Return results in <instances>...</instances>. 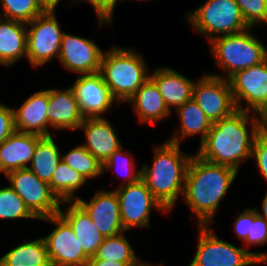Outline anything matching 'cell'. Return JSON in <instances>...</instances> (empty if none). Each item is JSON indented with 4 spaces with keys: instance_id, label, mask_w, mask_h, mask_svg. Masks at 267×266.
<instances>
[{
    "instance_id": "cell-6",
    "label": "cell",
    "mask_w": 267,
    "mask_h": 266,
    "mask_svg": "<svg viewBox=\"0 0 267 266\" xmlns=\"http://www.w3.org/2000/svg\"><path fill=\"white\" fill-rule=\"evenodd\" d=\"M183 21L207 44L219 36L243 32L250 27L235 0H205L183 13Z\"/></svg>"
},
{
    "instance_id": "cell-31",
    "label": "cell",
    "mask_w": 267,
    "mask_h": 266,
    "mask_svg": "<svg viewBox=\"0 0 267 266\" xmlns=\"http://www.w3.org/2000/svg\"><path fill=\"white\" fill-rule=\"evenodd\" d=\"M74 146V147H73ZM62 150V161L80 173L89 183L103 176L102 164L80 143Z\"/></svg>"
},
{
    "instance_id": "cell-30",
    "label": "cell",
    "mask_w": 267,
    "mask_h": 266,
    "mask_svg": "<svg viewBox=\"0 0 267 266\" xmlns=\"http://www.w3.org/2000/svg\"><path fill=\"white\" fill-rule=\"evenodd\" d=\"M49 185L58 199L64 202L76 201L81 197L80 191L86 189L90 183L80 173L61 161Z\"/></svg>"
},
{
    "instance_id": "cell-46",
    "label": "cell",
    "mask_w": 267,
    "mask_h": 266,
    "mask_svg": "<svg viewBox=\"0 0 267 266\" xmlns=\"http://www.w3.org/2000/svg\"><path fill=\"white\" fill-rule=\"evenodd\" d=\"M130 1H133V2L135 1V3L137 4V2L142 3V2H147V1L149 2V1H154V0H121V4L125 5V3H127V2L129 3Z\"/></svg>"
},
{
    "instance_id": "cell-33",
    "label": "cell",
    "mask_w": 267,
    "mask_h": 266,
    "mask_svg": "<svg viewBox=\"0 0 267 266\" xmlns=\"http://www.w3.org/2000/svg\"><path fill=\"white\" fill-rule=\"evenodd\" d=\"M46 10L39 0H0V17L25 24Z\"/></svg>"
},
{
    "instance_id": "cell-7",
    "label": "cell",
    "mask_w": 267,
    "mask_h": 266,
    "mask_svg": "<svg viewBox=\"0 0 267 266\" xmlns=\"http://www.w3.org/2000/svg\"><path fill=\"white\" fill-rule=\"evenodd\" d=\"M196 251L187 266H259L262 265L241 244L219 237L214 225H195Z\"/></svg>"
},
{
    "instance_id": "cell-22",
    "label": "cell",
    "mask_w": 267,
    "mask_h": 266,
    "mask_svg": "<svg viewBox=\"0 0 267 266\" xmlns=\"http://www.w3.org/2000/svg\"><path fill=\"white\" fill-rule=\"evenodd\" d=\"M172 114H175L179 126L176 124L172 129V134L166 138L168 141L182 145L189 138L198 136L199 146L206 139L213 123L193 99L186 101Z\"/></svg>"
},
{
    "instance_id": "cell-25",
    "label": "cell",
    "mask_w": 267,
    "mask_h": 266,
    "mask_svg": "<svg viewBox=\"0 0 267 266\" xmlns=\"http://www.w3.org/2000/svg\"><path fill=\"white\" fill-rule=\"evenodd\" d=\"M26 54V24L0 17V66L14 68L20 61H26Z\"/></svg>"
},
{
    "instance_id": "cell-24",
    "label": "cell",
    "mask_w": 267,
    "mask_h": 266,
    "mask_svg": "<svg viewBox=\"0 0 267 266\" xmlns=\"http://www.w3.org/2000/svg\"><path fill=\"white\" fill-rule=\"evenodd\" d=\"M59 214L70 224L84 253L94 257L104 236L96 228L87 212L76 201L61 203Z\"/></svg>"
},
{
    "instance_id": "cell-14",
    "label": "cell",
    "mask_w": 267,
    "mask_h": 266,
    "mask_svg": "<svg viewBox=\"0 0 267 266\" xmlns=\"http://www.w3.org/2000/svg\"><path fill=\"white\" fill-rule=\"evenodd\" d=\"M104 51L92 38L65 31L57 62L71 75L97 73L100 72Z\"/></svg>"
},
{
    "instance_id": "cell-19",
    "label": "cell",
    "mask_w": 267,
    "mask_h": 266,
    "mask_svg": "<svg viewBox=\"0 0 267 266\" xmlns=\"http://www.w3.org/2000/svg\"><path fill=\"white\" fill-rule=\"evenodd\" d=\"M23 100L19 106L12 105L16 131L41 137L50 136L47 118L49 88L37 89Z\"/></svg>"
},
{
    "instance_id": "cell-40",
    "label": "cell",
    "mask_w": 267,
    "mask_h": 266,
    "mask_svg": "<svg viewBox=\"0 0 267 266\" xmlns=\"http://www.w3.org/2000/svg\"><path fill=\"white\" fill-rule=\"evenodd\" d=\"M42 5L46 8V9H58L60 5L65 4L64 6H66V8L72 7L73 5L76 4V0H66L65 2L63 0H39ZM64 2V3H63Z\"/></svg>"
},
{
    "instance_id": "cell-13",
    "label": "cell",
    "mask_w": 267,
    "mask_h": 266,
    "mask_svg": "<svg viewBox=\"0 0 267 266\" xmlns=\"http://www.w3.org/2000/svg\"><path fill=\"white\" fill-rule=\"evenodd\" d=\"M76 76L69 86L83 118L108 117V114L112 117L115 113L114 106L122 107L112 96L100 72Z\"/></svg>"
},
{
    "instance_id": "cell-10",
    "label": "cell",
    "mask_w": 267,
    "mask_h": 266,
    "mask_svg": "<svg viewBox=\"0 0 267 266\" xmlns=\"http://www.w3.org/2000/svg\"><path fill=\"white\" fill-rule=\"evenodd\" d=\"M3 178L24 201L29 211L38 219L59 214L61 201L52 192L49 183L42 181L29 168L7 173Z\"/></svg>"
},
{
    "instance_id": "cell-34",
    "label": "cell",
    "mask_w": 267,
    "mask_h": 266,
    "mask_svg": "<svg viewBox=\"0 0 267 266\" xmlns=\"http://www.w3.org/2000/svg\"><path fill=\"white\" fill-rule=\"evenodd\" d=\"M80 3L87 5L90 4V7L95 13L94 18H96L95 24L98 30L97 32H100L101 30L105 31V28H109L111 30L114 28L113 23L116 18V6H120L121 0H76L77 6H79Z\"/></svg>"
},
{
    "instance_id": "cell-28",
    "label": "cell",
    "mask_w": 267,
    "mask_h": 266,
    "mask_svg": "<svg viewBox=\"0 0 267 266\" xmlns=\"http://www.w3.org/2000/svg\"><path fill=\"white\" fill-rule=\"evenodd\" d=\"M134 152L129 151L124 145L116 150L111 156L106 160V162L102 166L103 177L106 173L115 174L113 178H118L119 180L117 184L115 181L111 183L109 186L112 187L110 189H116L118 187L129 185L136 183L141 176V166H139V161L137 162L136 156ZM112 185V186H111ZM117 185V186H116Z\"/></svg>"
},
{
    "instance_id": "cell-5",
    "label": "cell",
    "mask_w": 267,
    "mask_h": 266,
    "mask_svg": "<svg viewBox=\"0 0 267 266\" xmlns=\"http://www.w3.org/2000/svg\"><path fill=\"white\" fill-rule=\"evenodd\" d=\"M256 28L237 34L219 36L208 43L216 71L206 73L229 79L233 74L260 64L265 59V43L259 38ZM254 31V32H253Z\"/></svg>"
},
{
    "instance_id": "cell-47",
    "label": "cell",
    "mask_w": 267,
    "mask_h": 266,
    "mask_svg": "<svg viewBox=\"0 0 267 266\" xmlns=\"http://www.w3.org/2000/svg\"><path fill=\"white\" fill-rule=\"evenodd\" d=\"M267 63V43L265 44V59H264Z\"/></svg>"
},
{
    "instance_id": "cell-18",
    "label": "cell",
    "mask_w": 267,
    "mask_h": 266,
    "mask_svg": "<svg viewBox=\"0 0 267 266\" xmlns=\"http://www.w3.org/2000/svg\"><path fill=\"white\" fill-rule=\"evenodd\" d=\"M50 136L60 133L68 135L76 133L84 118L79 109L77 99L69 85L49 88V102L47 110ZM70 134H69V133Z\"/></svg>"
},
{
    "instance_id": "cell-27",
    "label": "cell",
    "mask_w": 267,
    "mask_h": 266,
    "mask_svg": "<svg viewBox=\"0 0 267 266\" xmlns=\"http://www.w3.org/2000/svg\"><path fill=\"white\" fill-rule=\"evenodd\" d=\"M59 142L57 134L41 137L28 166L36 176L47 183L51 182L58 164L62 161V149L64 148Z\"/></svg>"
},
{
    "instance_id": "cell-21",
    "label": "cell",
    "mask_w": 267,
    "mask_h": 266,
    "mask_svg": "<svg viewBox=\"0 0 267 266\" xmlns=\"http://www.w3.org/2000/svg\"><path fill=\"white\" fill-rule=\"evenodd\" d=\"M130 106L131 115L143 126H158L172 117L156 84L149 78L136 93L125 103ZM134 113V114H133Z\"/></svg>"
},
{
    "instance_id": "cell-44",
    "label": "cell",
    "mask_w": 267,
    "mask_h": 266,
    "mask_svg": "<svg viewBox=\"0 0 267 266\" xmlns=\"http://www.w3.org/2000/svg\"><path fill=\"white\" fill-rule=\"evenodd\" d=\"M261 264L264 266L267 265V249L261 251Z\"/></svg>"
},
{
    "instance_id": "cell-38",
    "label": "cell",
    "mask_w": 267,
    "mask_h": 266,
    "mask_svg": "<svg viewBox=\"0 0 267 266\" xmlns=\"http://www.w3.org/2000/svg\"><path fill=\"white\" fill-rule=\"evenodd\" d=\"M237 213H234V221L232 222V235L234 234L235 239L241 244L249 233L250 222H253V208L247 207L245 209L237 210Z\"/></svg>"
},
{
    "instance_id": "cell-20",
    "label": "cell",
    "mask_w": 267,
    "mask_h": 266,
    "mask_svg": "<svg viewBox=\"0 0 267 266\" xmlns=\"http://www.w3.org/2000/svg\"><path fill=\"white\" fill-rule=\"evenodd\" d=\"M153 69V70H152ZM150 71L149 78L156 84L166 106L171 112L192 99L193 86L198 77L192 79L183 72L167 65H157Z\"/></svg>"
},
{
    "instance_id": "cell-26",
    "label": "cell",
    "mask_w": 267,
    "mask_h": 266,
    "mask_svg": "<svg viewBox=\"0 0 267 266\" xmlns=\"http://www.w3.org/2000/svg\"><path fill=\"white\" fill-rule=\"evenodd\" d=\"M9 248L0 256V266H52L42 236L23 237L20 243Z\"/></svg>"
},
{
    "instance_id": "cell-15",
    "label": "cell",
    "mask_w": 267,
    "mask_h": 266,
    "mask_svg": "<svg viewBox=\"0 0 267 266\" xmlns=\"http://www.w3.org/2000/svg\"><path fill=\"white\" fill-rule=\"evenodd\" d=\"M192 99L212 123L230 116L237 110L229 80L206 72L196 79Z\"/></svg>"
},
{
    "instance_id": "cell-37",
    "label": "cell",
    "mask_w": 267,
    "mask_h": 266,
    "mask_svg": "<svg viewBox=\"0 0 267 266\" xmlns=\"http://www.w3.org/2000/svg\"><path fill=\"white\" fill-rule=\"evenodd\" d=\"M251 160L254 167L256 166V174L259 173V179L264 180L267 190V134L261 131L255 138L252 149Z\"/></svg>"
},
{
    "instance_id": "cell-2",
    "label": "cell",
    "mask_w": 267,
    "mask_h": 266,
    "mask_svg": "<svg viewBox=\"0 0 267 266\" xmlns=\"http://www.w3.org/2000/svg\"><path fill=\"white\" fill-rule=\"evenodd\" d=\"M261 131V116L237 109L230 116L212 124L206 139L197 146L195 153L208 162L241 172L243 164L252 161L253 143Z\"/></svg>"
},
{
    "instance_id": "cell-42",
    "label": "cell",
    "mask_w": 267,
    "mask_h": 266,
    "mask_svg": "<svg viewBox=\"0 0 267 266\" xmlns=\"http://www.w3.org/2000/svg\"><path fill=\"white\" fill-rule=\"evenodd\" d=\"M265 192V193H264ZM263 192V199H261L260 207L255 206L253 207L257 213L263 217L267 222V190Z\"/></svg>"
},
{
    "instance_id": "cell-32",
    "label": "cell",
    "mask_w": 267,
    "mask_h": 266,
    "mask_svg": "<svg viewBox=\"0 0 267 266\" xmlns=\"http://www.w3.org/2000/svg\"><path fill=\"white\" fill-rule=\"evenodd\" d=\"M38 220L26 207L23 199L7 184H0V223Z\"/></svg>"
},
{
    "instance_id": "cell-4",
    "label": "cell",
    "mask_w": 267,
    "mask_h": 266,
    "mask_svg": "<svg viewBox=\"0 0 267 266\" xmlns=\"http://www.w3.org/2000/svg\"><path fill=\"white\" fill-rule=\"evenodd\" d=\"M130 46L112 43L105 49L100 66L104 82L121 106L149 79L151 71L143 51Z\"/></svg>"
},
{
    "instance_id": "cell-16",
    "label": "cell",
    "mask_w": 267,
    "mask_h": 266,
    "mask_svg": "<svg viewBox=\"0 0 267 266\" xmlns=\"http://www.w3.org/2000/svg\"><path fill=\"white\" fill-rule=\"evenodd\" d=\"M87 200L81 196L76 202L87 212L99 232L106 238L124 232L119 200L115 189L96 188Z\"/></svg>"
},
{
    "instance_id": "cell-41",
    "label": "cell",
    "mask_w": 267,
    "mask_h": 266,
    "mask_svg": "<svg viewBox=\"0 0 267 266\" xmlns=\"http://www.w3.org/2000/svg\"><path fill=\"white\" fill-rule=\"evenodd\" d=\"M86 266H128L126 263L119 262V261H111V260H100L97 259L95 256L91 257L88 261Z\"/></svg>"
},
{
    "instance_id": "cell-9",
    "label": "cell",
    "mask_w": 267,
    "mask_h": 266,
    "mask_svg": "<svg viewBox=\"0 0 267 266\" xmlns=\"http://www.w3.org/2000/svg\"><path fill=\"white\" fill-rule=\"evenodd\" d=\"M119 200L121 222L124 231L149 229L154 225L151 216L159 213L170 216V213L159 203L139 179L136 183L124 185L115 189ZM153 213V214H152ZM152 214V215H151ZM168 215V216H167Z\"/></svg>"
},
{
    "instance_id": "cell-23",
    "label": "cell",
    "mask_w": 267,
    "mask_h": 266,
    "mask_svg": "<svg viewBox=\"0 0 267 266\" xmlns=\"http://www.w3.org/2000/svg\"><path fill=\"white\" fill-rule=\"evenodd\" d=\"M40 138L39 135L15 130L0 144V176L13 170L28 168Z\"/></svg>"
},
{
    "instance_id": "cell-36",
    "label": "cell",
    "mask_w": 267,
    "mask_h": 266,
    "mask_svg": "<svg viewBox=\"0 0 267 266\" xmlns=\"http://www.w3.org/2000/svg\"><path fill=\"white\" fill-rule=\"evenodd\" d=\"M250 28H267V0H235ZM259 28V29H258Z\"/></svg>"
},
{
    "instance_id": "cell-11",
    "label": "cell",
    "mask_w": 267,
    "mask_h": 266,
    "mask_svg": "<svg viewBox=\"0 0 267 266\" xmlns=\"http://www.w3.org/2000/svg\"><path fill=\"white\" fill-rule=\"evenodd\" d=\"M38 221L51 227L42 237L52 266H86L90 258L84 253L70 224L60 214Z\"/></svg>"
},
{
    "instance_id": "cell-1",
    "label": "cell",
    "mask_w": 267,
    "mask_h": 266,
    "mask_svg": "<svg viewBox=\"0 0 267 266\" xmlns=\"http://www.w3.org/2000/svg\"><path fill=\"white\" fill-rule=\"evenodd\" d=\"M239 172L229 166L214 164L195 152L185 176L183 203L191 213L193 225H214L222 202L229 199ZM232 187V188H231ZM215 222V223H214Z\"/></svg>"
},
{
    "instance_id": "cell-8",
    "label": "cell",
    "mask_w": 267,
    "mask_h": 266,
    "mask_svg": "<svg viewBox=\"0 0 267 266\" xmlns=\"http://www.w3.org/2000/svg\"><path fill=\"white\" fill-rule=\"evenodd\" d=\"M57 9H47L26 24L27 54L26 61L31 69L39 70L50 67L59 58L63 33L61 22L58 20ZM54 61V62H53Z\"/></svg>"
},
{
    "instance_id": "cell-39",
    "label": "cell",
    "mask_w": 267,
    "mask_h": 266,
    "mask_svg": "<svg viewBox=\"0 0 267 266\" xmlns=\"http://www.w3.org/2000/svg\"><path fill=\"white\" fill-rule=\"evenodd\" d=\"M14 112L10 104L0 102V144H2L14 131Z\"/></svg>"
},
{
    "instance_id": "cell-17",
    "label": "cell",
    "mask_w": 267,
    "mask_h": 266,
    "mask_svg": "<svg viewBox=\"0 0 267 266\" xmlns=\"http://www.w3.org/2000/svg\"><path fill=\"white\" fill-rule=\"evenodd\" d=\"M109 117L84 118L77 134L81 133V142L88 152L102 165L116 150L124 144L118 135V127L110 121Z\"/></svg>"
},
{
    "instance_id": "cell-12",
    "label": "cell",
    "mask_w": 267,
    "mask_h": 266,
    "mask_svg": "<svg viewBox=\"0 0 267 266\" xmlns=\"http://www.w3.org/2000/svg\"><path fill=\"white\" fill-rule=\"evenodd\" d=\"M237 109L263 116L267 112V63L233 74L229 79Z\"/></svg>"
},
{
    "instance_id": "cell-35",
    "label": "cell",
    "mask_w": 267,
    "mask_h": 266,
    "mask_svg": "<svg viewBox=\"0 0 267 266\" xmlns=\"http://www.w3.org/2000/svg\"><path fill=\"white\" fill-rule=\"evenodd\" d=\"M241 245L261 263V250L254 248L267 245V222L253 208V222H250L249 233ZM253 249V250H252Z\"/></svg>"
},
{
    "instance_id": "cell-45",
    "label": "cell",
    "mask_w": 267,
    "mask_h": 266,
    "mask_svg": "<svg viewBox=\"0 0 267 266\" xmlns=\"http://www.w3.org/2000/svg\"><path fill=\"white\" fill-rule=\"evenodd\" d=\"M164 262H158L157 264L156 263H153L152 261H149V260H146L142 265L140 266H161Z\"/></svg>"
},
{
    "instance_id": "cell-29",
    "label": "cell",
    "mask_w": 267,
    "mask_h": 266,
    "mask_svg": "<svg viewBox=\"0 0 267 266\" xmlns=\"http://www.w3.org/2000/svg\"><path fill=\"white\" fill-rule=\"evenodd\" d=\"M128 231H124L118 235L104 238L102 244L98 247L94 255L100 260H115L126 263L128 266H140L147 259L140 256L136 248L133 247L132 238L127 237Z\"/></svg>"
},
{
    "instance_id": "cell-3",
    "label": "cell",
    "mask_w": 267,
    "mask_h": 266,
    "mask_svg": "<svg viewBox=\"0 0 267 266\" xmlns=\"http://www.w3.org/2000/svg\"><path fill=\"white\" fill-rule=\"evenodd\" d=\"M152 146V163L144 161L140 164V179L172 215L174 209L178 208V204H181L186 170L194 150L189 153V150L187 152L182 149L183 144L179 145L166 139Z\"/></svg>"
},
{
    "instance_id": "cell-43",
    "label": "cell",
    "mask_w": 267,
    "mask_h": 266,
    "mask_svg": "<svg viewBox=\"0 0 267 266\" xmlns=\"http://www.w3.org/2000/svg\"><path fill=\"white\" fill-rule=\"evenodd\" d=\"M261 118H262V131H264L267 134V112Z\"/></svg>"
}]
</instances>
